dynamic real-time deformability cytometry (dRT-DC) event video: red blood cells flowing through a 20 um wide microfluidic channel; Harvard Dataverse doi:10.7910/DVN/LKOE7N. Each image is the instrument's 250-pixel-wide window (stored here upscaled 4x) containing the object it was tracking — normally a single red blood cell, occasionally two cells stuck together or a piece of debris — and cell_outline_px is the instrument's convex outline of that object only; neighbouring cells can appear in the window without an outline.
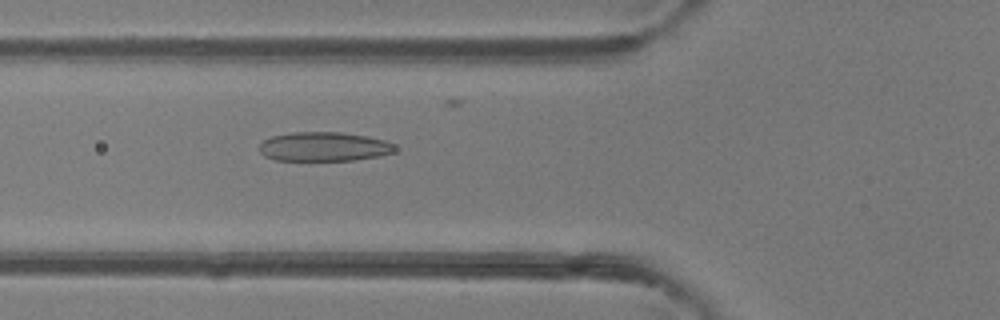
{"species": "common noctule bat (a hibernating species)", "species_latin": "Nyctalus noctula", "temperature_condition": "room temperature", "stored_images_in_passage": 3, "camera_frame_rate_fps": 3000, "um_per_image_px": 0.085, "animal": {"sex": "female"}, "frame": {"image": 1, "passage_image": 3, "time_ms": 2.333, "image_size_px": [1000, 320], "cell_outline_px": [[396, 148], [392, 152], [380, 156], [352, 160], [276, 160], [264, 156], [260, 152], [260, 144], [264, 140], [272, 136], [292, 132], [340, 132], [368, 136], [384, 140], [392, 144]], "centroid_in_image_um": [27.51, 12.46], "position_along_channel_um": 98.3, "area_um2": 22.95}}